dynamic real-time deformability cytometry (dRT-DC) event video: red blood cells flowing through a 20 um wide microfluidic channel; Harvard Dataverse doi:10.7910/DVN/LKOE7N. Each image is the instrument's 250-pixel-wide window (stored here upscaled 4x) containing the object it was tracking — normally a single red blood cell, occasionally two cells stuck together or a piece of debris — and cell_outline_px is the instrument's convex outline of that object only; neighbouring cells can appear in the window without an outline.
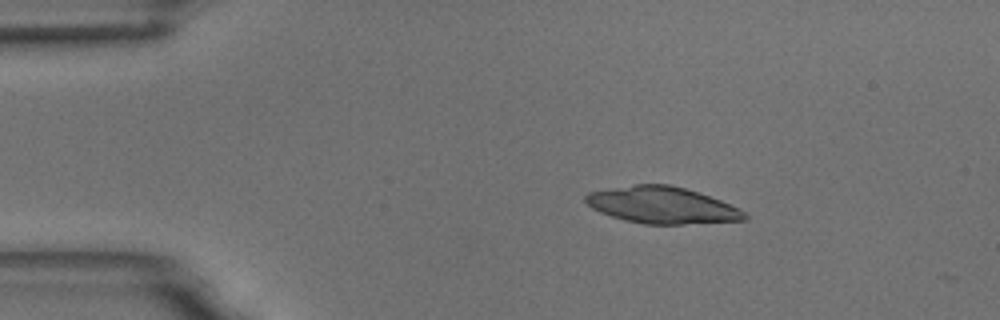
{"species": "common noctule bat (a hibernating species)", "species_latin": "Nyctalus noctula", "temperature_condition": "room temperature", "stored_images_in_passage": 2, "camera_frame_rate_fps": 3000, "um_per_image_px": 0.085, "animal": {"sex": "male", "body_mass_g": 18.8}, "frame": {"image": 1, "passage_image": 1, "time_ms": 0.0, "image_size_px": [1000, 320], "cell_outline_px": [[748, 220], [684, 224], [644, 224], [624, 220], [600, 212], [592, 208], [584, 200], [584, 196], [588, 192], [636, 184], [668, 184], [684, 188], [720, 200], [740, 208], [748, 216]], "centroid_in_image_um": [56.28, 17.45], "position_along_channel_um": 28.7, "area_um2": 33.81}}